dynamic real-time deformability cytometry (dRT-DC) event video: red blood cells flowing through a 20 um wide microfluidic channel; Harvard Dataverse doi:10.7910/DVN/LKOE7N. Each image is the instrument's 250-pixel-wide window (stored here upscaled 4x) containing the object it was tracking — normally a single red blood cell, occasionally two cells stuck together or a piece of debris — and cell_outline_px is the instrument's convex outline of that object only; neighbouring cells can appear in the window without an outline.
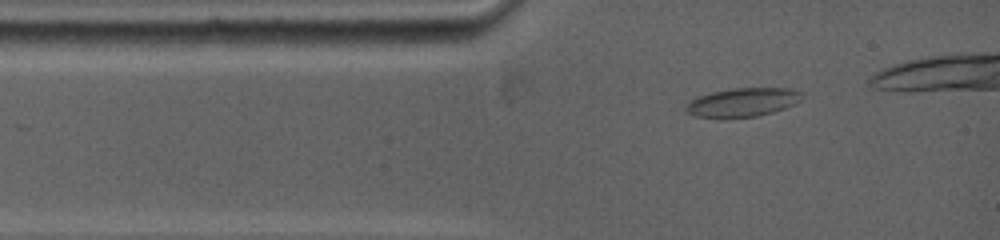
{"species": "common noctule bat (a hibernating species)", "species_latin": "Nyctalus noctula", "temperature_condition": "warm", "stored_images_in_passage": 16, "camera_frame_rate_fps": 5000, "um_per_image_px": 0.085, "animal": {"sex": "female", "body_mass_g": 19.0, "forearm_length_mm": 53.3}, "frame": {"image": 1, "passage_image": 3, "time_ms": 0.6, "image_size_px": [1000, 240], "cell_outline_px": [[800, 100], [784, 108], [772, 112], [756, 116], [720, 120], [696, 116], [684, 112], [684, 108], [692, 100], [700, 96], [712, 92], [732, 88], [792, 88], [800, 92]], "centroid_in_image_um": [63.05, 8.73], "position_along_channel_um": 22.0, "area_um2": 19.59}}
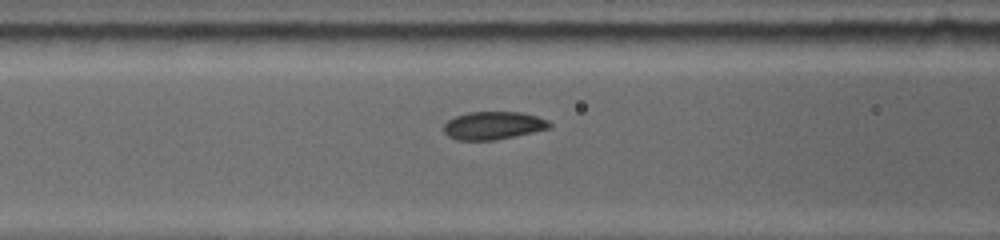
{"frame": {"image": 2, "passage_image": 11, "time_ms": 3.6, "image_size_px": [1000, 240], "cell_outline_px": [[552, 128], [496, 140], [456, 140], [448, 136], [444, 132], [444, 124], [448, 120], [456, 116], [468, 112], [520, 112], [536, 116], [548, 120], [552, 124]], "centroid_in_image_um": [41.94, 10.67], "position_along_channel_um": 124.7, "area_um2": 17.28}}
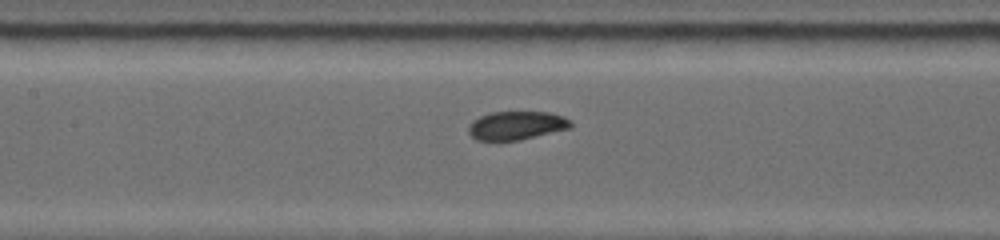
{"frame": {"image": 3, "passage_image": 14, "time_ms": 4.6, "image_size_px": [1000, 240], "cell_outline_px": [[572, 128], [520, 140], [476, 140], [468, 132], [468, 124], [472, 120], [480, 116], [492, 112], [548, 112], [564, 116], [572, 120]], "centroid_in_image_um": [43.92, 10.66], "position_along_channel_um": 163.5, "area_um2": 17.17}}